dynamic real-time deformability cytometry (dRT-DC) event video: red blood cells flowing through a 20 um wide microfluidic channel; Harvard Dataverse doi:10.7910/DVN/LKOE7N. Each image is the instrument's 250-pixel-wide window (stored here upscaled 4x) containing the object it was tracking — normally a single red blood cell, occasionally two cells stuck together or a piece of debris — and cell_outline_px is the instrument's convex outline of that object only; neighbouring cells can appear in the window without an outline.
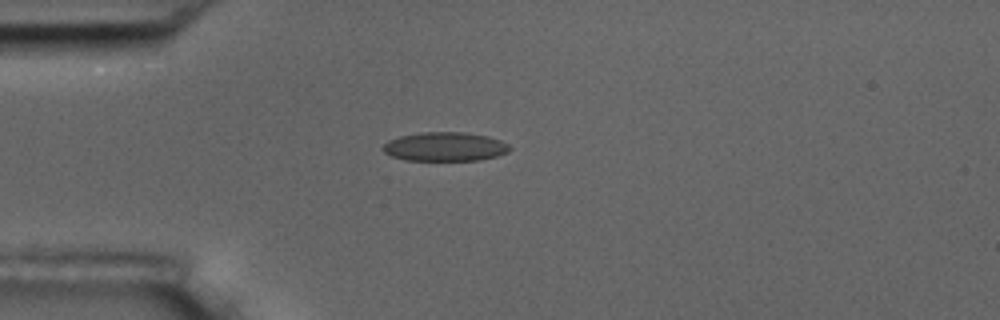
{"species": "common noctule bat (a hibernating species)", "species_latin": "Nyctalus noctula", "temperature_condition": "room temperature", "stored_images_in_passage": 42, "camera_frame_rate_fps": 3000, "um_per_image_px": 0.085, "animal": {"sex": "male", "body_mass_g": 17.5, "forearm_length_mm": 52.3}, "frame": {"image": 1, "passage_image": 1, "time_ms": 0.0, "image_size_px": [1000, 320], "cell_outline_px": [[512, 148], [508, 152], [496, 156], [480, 160], [404, 160], [392, 156], [384, 152], [384, 144], [388, 140], [400, 136], [420, 132], [464, 132], [488, 136], [500, 140], [508, 144]], "centroid_in_image_um": [37.84, 12.46], "position_along_channel_um": 47.2, "area_um2": 21.39}}
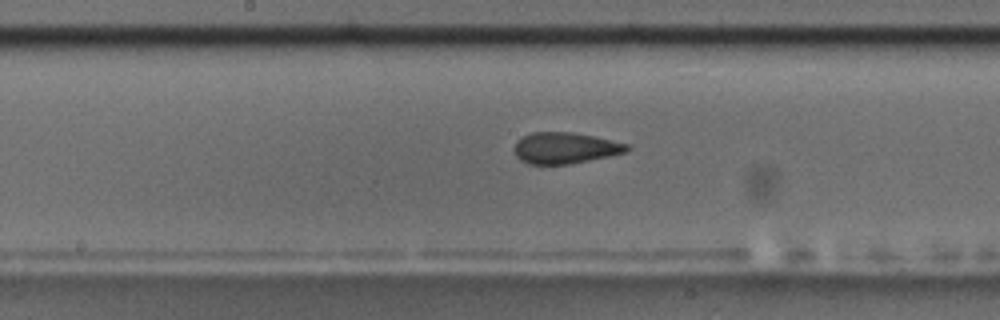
{"frame": {"image": 2, "passage_image": 15, "time_ms": 4.667, "image_size_px": [1000, 320], "cell_outline_px": [[632, 148], [624, 152], [608, 156], [568, 164], [528, 164], [520, 160], [516, 156], [516, 140], [520, 136], [532, 132], [572, 132], [592, 136], [628, 144]], "centroid_in_image_um": [47.99, 12.57], "position_along_channel_um": 200.2, "area_um2": 20.29}}
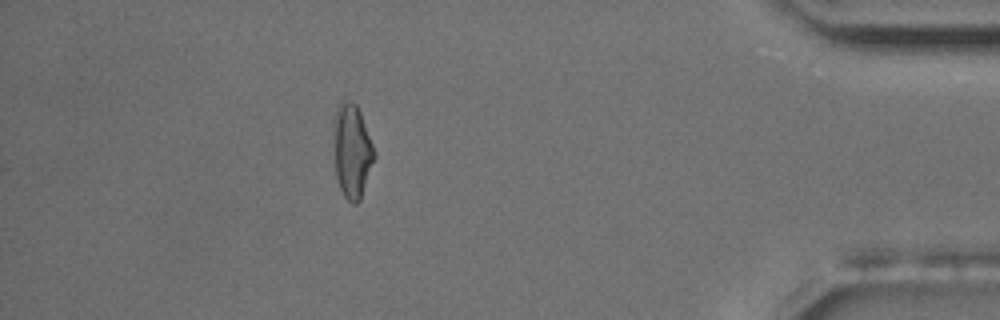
{"frame": {"image": 3, "passage_image": 36, "time_ms": 11.667, "image_size_px": [1000, 320], "cell_outline_px": [[376, 156], [360, 200], [356, 204], [352, 204], [344, 196], [340, 188], [336, 176], [332, 124], [332, 120], [336, 104], [344, 96], [356, 104], [360, 112], [376, 152]], "centroid_in_image_um": [29.89, 12.74], "position_along_channel_um": 405.3, "area_um2": 22.95}, "authors_computed_cell_mechanics": {"area_um2": 21.0392, "velocity_mm_per_s": 3.5974, "shape_relaxation_time_tau1_ms": 6.9966, "shape_relaxation_time_tau2_ms": 1.1382, "deformation_change_tau1": 0.1448, "deformation_change_tau2": 0.0695}}